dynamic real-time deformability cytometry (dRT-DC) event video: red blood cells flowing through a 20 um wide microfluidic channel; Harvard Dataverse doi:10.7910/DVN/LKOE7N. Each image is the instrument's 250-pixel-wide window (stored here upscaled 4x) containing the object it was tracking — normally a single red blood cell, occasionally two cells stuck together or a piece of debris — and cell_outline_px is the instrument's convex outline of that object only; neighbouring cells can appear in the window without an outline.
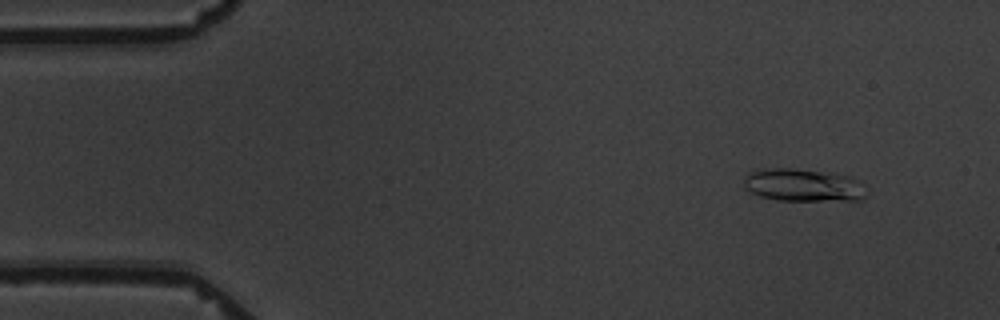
{"species": "common noctule bat (a hibernating species)", "species_latin": "Nyctalus noctula", "temperature_condition": "warm", "stored_images_in_passage": 4, "camera_frame_rate_fps": 3000, "um_per_image_px": 0.085, "animal": {"sex": "male", "body_mass_g": 19.5, "forearm_length_mm": 54.6}, "frame": {"image": 1, "passage_image": 1, "time_ms": 0.0, "image_size_px": [1000, 320], "cell_outline_px": [[868, 196], [860, 200], [780, 200], [760, 196], [744, 188], [744, 176], [752, 172], [764, 168], [792, 168], [852, 176], [868, 192]], "centroid_in_image_um": [68.28, 15.74], "position_along_channel_um": 16.7, "area_um2": 23.24}}